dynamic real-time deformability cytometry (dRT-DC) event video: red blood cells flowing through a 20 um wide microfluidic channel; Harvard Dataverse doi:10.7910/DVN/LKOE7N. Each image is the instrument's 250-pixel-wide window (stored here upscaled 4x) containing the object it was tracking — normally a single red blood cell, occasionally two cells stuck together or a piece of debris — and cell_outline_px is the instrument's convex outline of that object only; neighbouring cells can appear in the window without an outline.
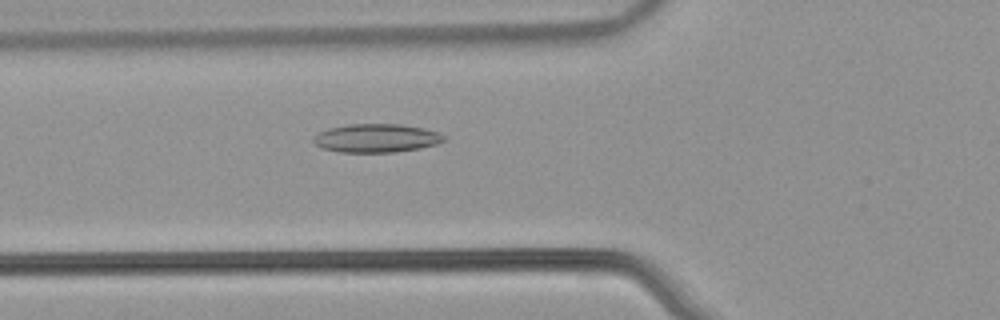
{"species": "common noctule bat (a hibernating species)", "species_latin": "Nyctalus noctula", "temperature_condition": "warm", "stored_images_in_passage": 54, "camera_frame_rate_fps": 3000, "um_per_image_px": 0.085, "animal": {"sex": "male", "body_mass_g": 21.5, "forearm_length_mm": 52.0}, "frame": {"image": 1, "passage_image": 20, "time_ms": 6.333, "image_size_px": [1000, 320], "cell_outline_px": [[444, 140], [436, 144], [420, 148], [396, 152], [340, 152], [324, 148], [316, 144], [312, 140], [320, 132], [328, 128], [348, 124], [400, 124], [424, 128], [436, 132], [444, 136]], "centroid_in_image_um": [31.99, 11.74], "position_along_channel_um": 93.8, "area_um2": 21.44}}
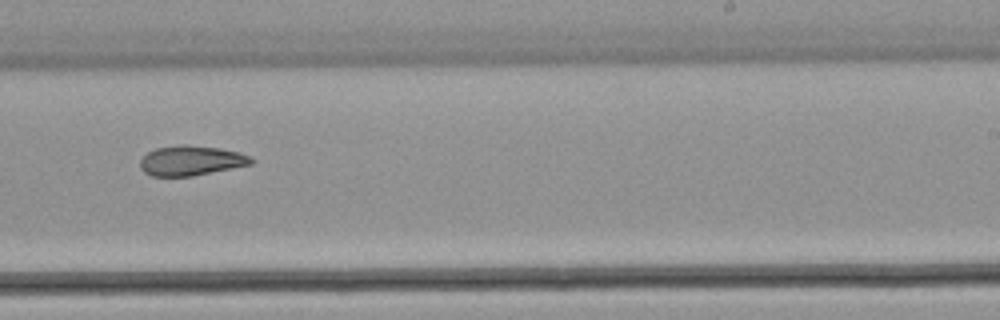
{"frame": {"image": 2, "passage_image": 34, "time_ms": 11.0, "image_size_px": [1000, 320], "cell_outline_px": [[256, 160], [252, 164], [192, 176], [152, 176], [144, 172], [140, 168], [140, 160], [148, 152], [156, 148], [180, 144], [184, 144], [220, 148], [240, 152], [252, 156]], "centroid_in_image_um": [16.27, 13.64], "position_along_channel_um": 272.7, "area_um2": 19.48}}
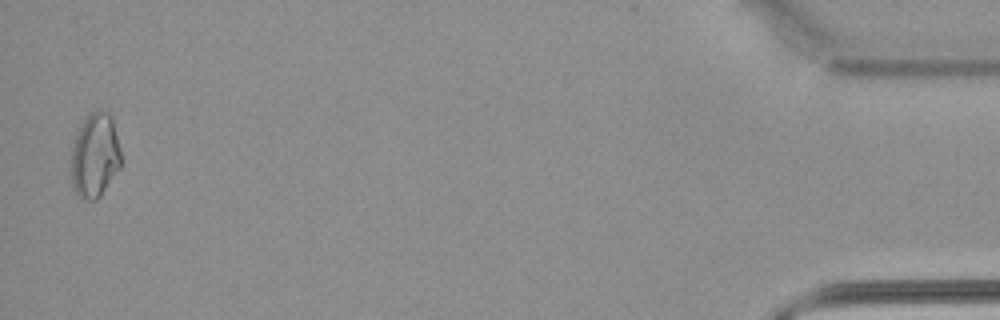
{"frame": {"image": 3, "passage_image": 53, "time_ms": 17.333, "image_size_px": [1000, 320], "cell_outline_px": [[120, 168], [100, 196], [96, 200], [92, 200], [80, 196], [76, 192], [72, 184], [72, 148], [76, 136], [84, 120], [96, 108], [108, 112], [112, 116], [120, 152]], "centroid_in_image_um": [8.09, 13.2], "position_along_channel_um": 427.1, "area_um2": 24.04}}